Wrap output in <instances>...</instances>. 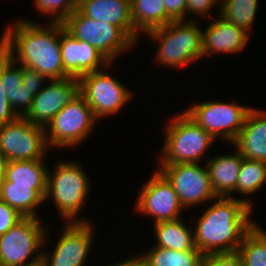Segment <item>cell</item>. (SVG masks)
Wrapping results in <instances>:
<instances>
[{
    "label": "cell",
    "mask_w": 266,
    "mask_h": 266,
    "mask_svg": "<svg viewBox=\"0 0 266 266\" xmlns=\"http://www.w3.org/2000/svg\"><path fill=\"white\" fill-rule=\"evenodd\" d=\"M213 202L193 227L195 246L203 255L234 254L256 224L251 218L253 201L218 196Z\"/></svg>",
    "instance_id": "1"
},
{
    "label": "cell",
    "mask_w": 266,
    "mask_h": 266,
    "mask_svg": "<svg viewBox=\"0 0 266 266\" xmlns=\"http://www.w3.org/2000/svg\"><path fill=\"white\" fill-rule=\"evenodd\" d=\"M19 19L4 27L10 58L17 64L36 70L48 80L70 77L63 68L60 52V23L39 25Z\"/></svg>",
    "instance_id": "2"
},
{
    "label": "cell",
    "mask_w": 266,
    "mask_h": 266,
    "mask_svg": "<svg viewBox=\"0 0 266 266\" xmlns=\"http://www.w3.org/2000/svg\"><path fill=\"white\" fill-rule=\"evenodd\" d=\"M55 165L53 173L47 170L44 201L52 198L64 223L90 222L79 215L91 192L90 177L77 161L59 159Z\"/></svg>",
    "instance_id": "3"
},
{
    "label": "cell",
    "mask_w": 266,
    "mask_h": 266,
    "mask_svg": "<svg viewBox=\"0 0 266 266\" xmlns=\"http://www.w3.org/2000/svg\"><path fill=\"white\" fill-rule=\"evenodd\" d=\"M197 24L190 17L187 21H171L161 28L143 34L151 42H158L154 57L158 66L176 69L201 60L202 30Z\"/></svg>",
    "instance_id": "4"
},
{
    "label": "cell",
    "mask_w": 266,
    "mask_h": 266,
    "mask_svg": "<svg viewBox=\"0 0 266 266\" xmlns=\"http://www.w3.org/2000/svg\"><path fill=\"white\" fill-rule=\"evenodd\" d=\"M177 115V116H176ZM165 125V142L157 165L200 163L215 138L184 112L177 113Z\"/></svg>",
    "instance_id": "5"
},
{
    "label": "cell",
    "mask_w": 266,
    "mask_h": 266,
    "mask_svg": "<svg viewBox=\"0 0 266 266\" xmlns=\"http://www.w3.org/2000/svg\"><path fill=\"white\" fill-rule=\"evenodd\" d=\"M41 222L40 218L24 217L0 236L2 266H35L41 263L42 250L49 241L48 228Z\"/></svg>",
    "instance_id": "6"
},
{
    "label": "cell",
    "mask_w": 266,
    "mask_h": 266,
    "mask_svg": "<svg viewBox=\"0 0 266 266\" xmlns=\"http://www.w3.org/2000/svg\"><path fill=\"white\" fill-rule=\"evenodd\" d=\"M63 25L75 38L91 44L111 63L136 45L120 27L88 18L78 9L67 17Z\"/></svg>",
    "instance_id": "7"
},
{
    "label": "cell",
    "mask_w": 266,
    "mask_h": 266,
    "mask_svg": "<svg viewBox=\"0 0 266 266\" xmlns=\"http://www.w3.org/2000/svg\"><path fill=\"white\" fill-rule=\"evenodd\" d=\"M98 121L90 106L78 94L46 125V141L50 148H74L84 141Z\"/></svg>",
    "instance_id": "8"
},
{
    "label": "cell",
    "mask_w": 266,
    "mask_h": 266,
    "mask_svg": "<svg viewBox=\"0 0 266 266\" xmlns=\"http://www.w3.org/2000/svg\"><path fill=\"white\" fill-rule=\"evenodd\" d=\"M193 104V105H192ZM183 111L215 139L233 143L238 137L251 106L238 102L205 101L192 103Z\"/></svg>",
    "instance_id": "9"
},
{
    "label": "cell",
    "mask_w": 266,
    "mask_h": 266,
    "mask_svg": "<svg viewBox=\"0 0 266 266\" xmlns=\"http://www.w3.org/2000/svg\"><path fill=\"white\" fill-rule=\"evenodd\" d=\"M110 63L104 69L89 72L78 78L79 94L92 109L95 118L99 121L103 117L117 115L126 106L133 92L122 84L109 71Z\"/></svg>",
    "instance_id": "10"
},
{
    "label": "cell",
    "mask_w": 266,
    "mask_h": 266,
    "mask_svg": "<svg viewBox=\"0 0 266 266\" xmlns=\"http://www.w3.org/2000/svg\"><path fill=\"white\" fill-rule=\"evenodd\" d=\"M45 127L35 125L25 117L0 126V151L8 161L46 158L49 150Z\"/></svg>",
    "instance_id": "11"
},
{
    "label": "cell",
    "mask_w": 266,
    "mask_h": 266,
    "mask_svg": "<svg viewBox=\"0 0 266 266\" xmlns=\"http://www.w3.org/2000/svg\"><path fill=\"white\" fill-rule=\"evenodd\" d=\"M159 167V169H158ZM157 170L169 181L187 210L194 205L211 203L218 196L212 189L208 168L201 163L158 165Z\"/></svg>",
    "instance_id": "12"
},
{
    "label": "cell",
    "mask_w": 266,
    "mask_h": 266,
    "mask_svg": "<svg viewBox=\"0 0 266 266\" xmlns=\"http://www.w3.org/2000/svg\"><path fill=\"white\" fill-rule=\"evenodd\" d=\"M53 252L42 250L43 266H86V259L94 244L95 228L92 222L64 223Z\"/></svg>",
    "instance_id": "13"
},
{
    "label": "cell",
    "mask_w": 266,
    "mask_h": 266,
    "mask_svg": "<svg viewBox=\"0 0 266 266\" xmlns=\"http://www.w3.org/2000/svg\"><path fill=\"white\" fill-rule=\"evenodd\" d=\"M140 186L135 200V211L150 216L153 223L174 221L181 218L185 208L169 181L158 171Z\"/></svg>",
    "instance_id": "14"
},
{
    "label": "cell",
    "mask_w": 266,
    "mask_h": 266,
    "mask_svg": "<svg viewBox=\"0 0 266 266\" xmlns=\"http://www.w3.org/2000/svg\"><path fill=\"white\" fill-rule=\"evenodd\" d=\"M79 94L77 78L49 80L34 96L25 118L35 125L46 127L53 117Z\"/></svg>",
    "instance_id": "15"
},
{
    "label": "cell",
    "mask_w": 266,
    "mask_h": 266,
    "mask_svg": "<svg viewBox=\"0 0 266 266\" xmlns=\"http://www.w3.org/2000/svg\"><path fill=\"white\" fill-rule=\"evenodd\" d=\"M60 52L64 71L74 78L107 67L111 62L91 44L78 40L60 23Z\"/></svg>",
    "instance_id": "16"
},
{
    "label": "cell",
    "mask_w": 266,
    "mask_h": 266,
    "mask_svg": "<svg viewBox=\"0 0 266 266\" xmlns=\"http://www.w3.org/2000/svg\"><path fill=\"white\" fill-rule=\"evenodd\" d=\"M212 22L202 29V58L213 57L214 54H236L248 45L250 34L236 27L218 15V19H208ZM213 54V55H212Z\"/></svg>",
    "instance_id": "17"
},
{
    "label": "cell",
    "mask_w": 266,
    "mask_h": 266,
    "mask_svg": "<svg viewBox=\"0 0 266 266\" xmlns=\"http://www.w3.org/2000/svg\"><path fill=\"white\" fill-rule=\"evenodd\" d=\"M231 145L243 158L266 163V111L252 107Z\"/></svg>",
    "instance_id": "18"
},
{
    "label": "cell",
    "mask_w": 266,
    "mask_h": 266,
    "mask_svg": "<svg viewBox=\"0 0 266 266\" xmlns=\"http://www.w3.org/2000/svg\"><path fill=\"white\" fill-rule=\"evenodd\" d=\"M77 9L88 18L115 24L135 42L130 0H78Z\"/></svg>",
    "instance_id": "19"
},
{
    "label": "cell",
    "mask_w": 266,
    "mask_h": 266,
    "mask_svg": "<svg viewBox=\"0 0 266 266\" xmlns=\"http://www.w3.org/2000/svg\"><path fill=\"white\" fill-rule=\"evenodd\" d=\"M207 159L205 164L208 168L212 189L217 196L232 197L236 193L239 171L243 161L242 155L235 148L232 154H222Z\"/></svg>",
    "instance_id": "20"
},
{
    "label": "cell",
    "mask_w": 266,
    "mask_h": 266,
    "mask_svg": "<svg viewBox=\"0 0 266 266\" xmlns=\"http://www.w3.org/2000/svg\"><path fill=\"white\" fill-rule=\"evenodd\" d=\"M0 82L17 117H25L31 109L34 96L22 84V66L9 58L0 69Z\"/></svg>",
    "instance_id": "21"
},
{
    "label": "cell",
    "mask_w": 266,
    "mask_h": 266,
    "mask_svg": "<svg viewBox=\"0 0 266 266\" xmlns=\"http://www.w3.org/2000/svg\"><path fill=\"white\" fill-rule=\"evenodd\" d=\"M130 5L135 43H139L141 33L161 28L172 21L166 14L163 0H130Z\"/></svg>",
    "instance_id": "22"
},
{
    "label": "cell",
    "mask_w": 266,
    "mask_h": 266,
    "mask_svg": "<svg viewBox=\"0 0 266 266\" xmlns=\"http://www.w3.org/2000/svg\"><path fill=\"white\" fill-rule=\"evenodd\" d=\"M44 159L8 161L4 178L13 184L31 185L43 198L46 195L47 170Z\"/></svg>",
    "instance_id": "23"
},
{
    "label": "cell",
    "mask_w": 266,
    "mask_h": 266,
    "mask_svg": "<svg viewBox=\"0 0 266 266\" xmlns=\"http://www.w3.org/2000/svg\"><path fill=\"white\" fill-rule=\"evenodd\" d=\"M153 225L156 237L155 246L175 251L198 250L195 246L193 228L182 222L181 218L157 222Z\"/></svg>",
    "instance_id": "24"
},
{
    "label": "cell",
    "mask_w": 266,
    "mask_h": 266,
    "mask_svg": "<svg viewBox=\"0 0 266 266\" xmlns=\"http://www.w3.org/2000/svg\"><path fill=\"white\" fill-rule=\"evenodd\" d=\"M1 201L17 210L24 217H39L38 207L45 202L44 198L31 185L13 184L4 178Z\"/></svg>",
    "instance_id": "25"
},
{
    "label": "cell",
    "mask_w": 266,
    "mask_h": 266,
    "mask_svg": "<svg viewBox=\"0 0 266 266\" xmlns=\"http://www.w3.org/2000/svg\"><path fill=\"white\" fill-rule=\"evenodd\" d=\"M236 254L242 266H266V231L260 224L244 236Z\"/></svg>",
    "instance_id": "26"
},
{
    "label": "cell",
    "mask_w": 266,
    "mask_h": 266,
    "mask_svg": "<svg viewBox=\"0 0 266 266\" xmlns=\"http://www.w3.org/2000/svg\"><path fill=\"white\" fill-rule=\"evenodd\" d=\"M259 0H221L219 16L236 27L252 33Z\"/></svg>",
    "instance_id": "27"
},
{
    "label": "cell",
    "mask_w": 266,
    "mask_h": 266,
    "mask_svg": "<svg viewBox=\"0 0 266 266\" xmlns=\"http://www.w3.org/2000/svg\"><path fill=\"white\" fill-rule=\"evenodd\" d=\"M143 254L150 266H200L204 256L199 250L175 251L155 245Z\"/></svg>",
    "instance_id": "28"
},
{
    "label": "cell",
    "mask_w": 266,
    "mask_h": 266,
    "mask_svg": "<svg viewBox=\"0 0 266 266\" xmlns=\"http://www.w3.org/2000/svg\"><path fill=\"white\" fill-rule=\"evenodd\" d=\"M266 185V163L243 158L236 193L251 195Z\"/></svg>",
    "instance_id": "29"
},
{
    "label": "cell",
    "mask_w": 266,
    "mask_h": 266,
    "mask_svg": "<svg viewBox=\"0 0 266 266\" xmlns=\"http://www.w3.org/2000/svg\"><path fill=\"white\" fill-rule=\"evenodd\" d=\"M78 0H34L33 4L37 12L53 16L51 23H63L67 17L77 9Z\"/></svg>",
    "instance_id": "30"
},
{
    "label": "cell",
    "mask_w": 266,
    "mask_h": 266,
    "mask_svg": "<svg viewBox=\"0 0 266 266\" xmlns=\"http://www.w3.org/2000/svg\"><path fill=\"white\" fill-rule=\"evenodd\" d=\"M219 2L218 6V13L217 16L220 13V2L221 0H187V9H186V17L189 18L187 14H192L195 17L198 15L200 18L203 17V19L210 18L211 15H209L210 10L213 9L214 6H217L216 3ZM216 4V5H215ZM209 15V16H208Z\"/></svg>",
    "instance_id": "31"
},
{
    "label": "cell",
    "mask_w": 266,
    "mask_h": 266,
    "mask_svg": "<svg viewBox=\"0 0 266 266\" xmlns=\"http://www.w3.org/2000/svg\"><path fill=\"white\" fill-rule=\"evenodd\" d=\"M23 218L24 216H22L17 210L11 208L5 202L0 200V236L5 234Z\"/></svg>",
    "instance_id": "32"
},
{
    "label": "cell",
    "mask_w": 266,
    "mask_h": 266,
    "mask_svg": "<svg viewBox=\"0 0 266 266\" xmlns=\"http://www.w3.org/2000/svg\"><path fill=\"white\" fill-rule=\"evenodd\" d=\"M49 80L37 72L36 70L22 66V84L31 90V94L35 96L44 86L45 82Z\"/></svg>",
    "instance_id": "33"
},
{
    "label": "cell",
    "mask_w": 266,
    "mask_h": 266,
    "mask_svg": "<svg viewBox=\"0 0 266 266\" xmlns=\"http://www.w3.org/2000/svg\"><path fill=\"white\" fill-rule=\"evenodd\" d=\"M201 266H242L239 256L234 254L204 255Z\"/></svg>",
    "instance_id": "34"
},
{
    "label": "cell",
    "mask_w": 266,
    "mask_h": 266,
    "mask_svg": "<svg viewBox=\"0 0 266 266\" xmlns=\"http://www.w3.org/2000/svg\"><path fill=\"white\" fill-rule=\"evenodd\" d=\"M166 14L172 21H187V0H163Z\"/></svg>",
    "instance_id": "35"
},
{
    "label": "cell",
    "mask_w": 266,
    "mask_h": 266,
    "mask_svg": "<svg viewBox=\"0 0 266 266\" xmlns=\"http://www.w3.org/2000/svg\"><path fill=\"white\" fill-rule=\"evenodd\" d=\"M16 118L17 115L10 106L3 84L0 82V126L7 124Z\"/></svg>",
    "instance_id": "36"
},
{
    "label": "cell",
    "mask_w": 266,
    "mask_h": 266,
    "mask_svg": "<svg viewBox=\"0 0 266 266\" xmlns=\"http://www.w3.org/2000/svg\"><path fill=\"white\" fill-rule=\"evenodd\" d=\"M137 253L135 256L131 255L122 262H117L118 266H150L144 254Z\"/></svg>",
    "instance_id": "37"
},
{
    "label": "cell",
    "mask_w": 266,
    "mask_h": 266,
    "mask_svg": "<svg viewBox=\"0 0 266 266\" xmlns=\"http://www.w3.org/2000/svg\"><path fill=\"white\" fill-rule=\"evenodd\" d=\"M10 58V50L5 37H0V69L5 62Z\"/></svg>",
    "instance_id": "38"
},
{
    "label": "cell",
    "mask_w": 266,
    "mask_h": 266,
    "mask_svg": "<svg viewBox=\"0 0 266 266\" xmlns=\"http://www.w3.org/2000/svg\"><path fill=\"white\" fill-rule=\"evenodd\" d=\"M8 163V159L5 157V155L0 151V175H4L6 166Z\"/></svg>",
    "instance_id": "39"
},
{
    "label": "cell",
    "mask_w": 266,
    "mask_h": 266,
    "mask_svg": "<svg viewBox=\"0 0 266 266\" xmlns=\"http://www.w3.org/2000/svg\"><path fill=\"white\" fill-rule=\"evenodd\" d=\"M3 181H4V175H0V199H1V190H2Z\"/></svg>",
    "instance_id": "40"
},
{
    "label": "cell",
    "mask_w": 266,
    "mask_h": 266,
    "mask_svg": "<svg viewBox=\"0 0 266 266\" xmlns=\"http://www.w3.org/2000/svg\"><path fill=\"white\" fill-rule=\"evenodd\" d=\"M106 266H118V264L117 263H112L111 265H106Z\"/></svg>",
    "instance_id": "41"
}]
</instances>
